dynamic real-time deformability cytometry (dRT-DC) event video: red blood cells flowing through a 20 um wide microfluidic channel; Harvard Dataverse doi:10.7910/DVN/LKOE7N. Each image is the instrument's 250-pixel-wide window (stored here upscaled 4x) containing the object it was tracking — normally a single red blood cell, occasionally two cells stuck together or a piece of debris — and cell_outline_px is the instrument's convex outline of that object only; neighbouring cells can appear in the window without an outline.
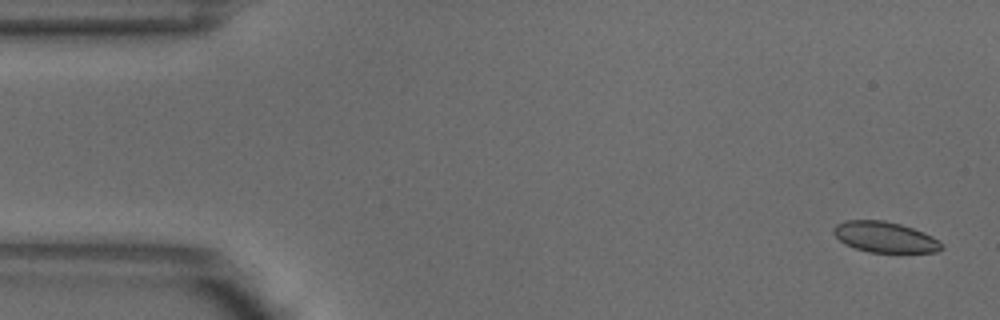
{"species": "common noctule bat (a hibernating species)", "species_latin": "Nyctalus noctula", "temperature_condition": "warm", "stored_images_in_passage": 4, "camera_frame_rate_fps": 3000, "um_per_image_px": 0.085, "animal": {"sex": "male", "body_mass_g": 18.8}, "frame": {"image": 1, "passage_image": 1, "time_ms": 0.0, "image_size_px": [1000, 320], "cell_outline_px": [[944, 248], [936, 252], [900, 256], [868, 252], [844, 244], [832, 232], [832, 228], [836, 224], [844, 220], [884, 220], [900, 224], [924, 232], [932, 236]], "centroid_in_image_um": [75.24, 20.21], "position_along_channel_um": 9.8, "area_um2": 20.23}}
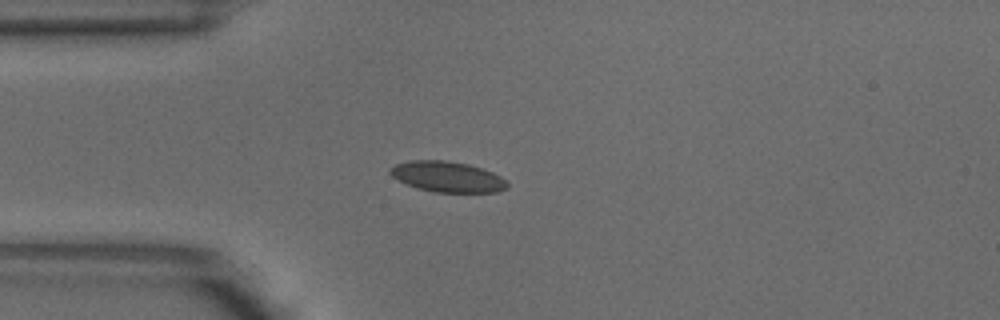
{"frame": {"image": 2, "passage_image": 4, "time_ms": 1.0, "image_size_px": [1000, 320], "cell_outline_px": [[508, 188], [496, 192], [436, 192], [420, 188], [408, 184], [392, 176], [388, 172], [388, 168], [396, 164], [408, 160], [444, 160], [468, 164], [492, 172], [500, 176], [508, 184]], "centroid_in_image_um": [38.01, 15.01], "position_along_channel_um": 47.0, "area_um2": 20.69}}